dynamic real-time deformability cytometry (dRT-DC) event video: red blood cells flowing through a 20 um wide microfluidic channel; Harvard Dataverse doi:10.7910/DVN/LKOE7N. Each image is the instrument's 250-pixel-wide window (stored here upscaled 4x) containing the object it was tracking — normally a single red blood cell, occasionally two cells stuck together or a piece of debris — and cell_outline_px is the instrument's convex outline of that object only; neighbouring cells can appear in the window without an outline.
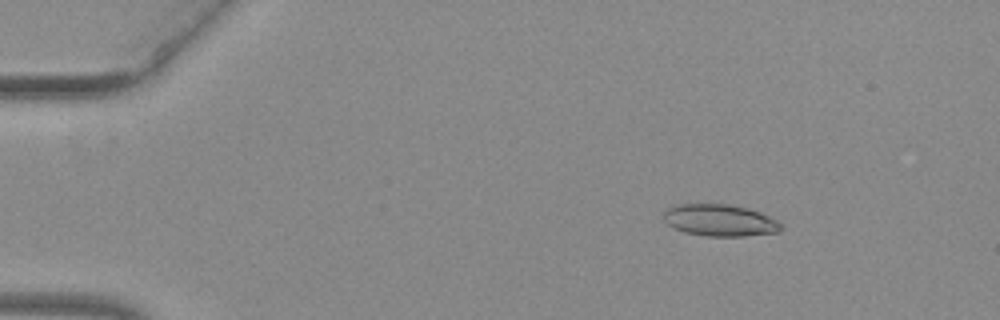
{"species": "common noctule bat (a hibernating species)", "species_latin": "Nyctalus noctula", "temperature_condition": "warm", "stored_images_in_passage": 14, "camera_frame_rate_fps": 3000, "um_per_image_px": 0.085, "animal": {"sex": "female", "body_mass_g": 29.2, "forearm_length_mm": 56.3}, "frame": {"image": 1, "passage_image": 7, "time_ms": 2.0, "image_size_px": [1000, 320], "cell_outline_px": [[784, 228], [780, 232], [744, 236], [708, 236], [684, 232], [668, 224], [664, 220], [664, 212], [668, 208], [680, 204], [728, 204], [748, 208], [760, 212], [776, 220]], "centroid_in_image_um": [61.22, 18.73], "position_along_channel_um": 23.8, "area_um2": 21.68}}